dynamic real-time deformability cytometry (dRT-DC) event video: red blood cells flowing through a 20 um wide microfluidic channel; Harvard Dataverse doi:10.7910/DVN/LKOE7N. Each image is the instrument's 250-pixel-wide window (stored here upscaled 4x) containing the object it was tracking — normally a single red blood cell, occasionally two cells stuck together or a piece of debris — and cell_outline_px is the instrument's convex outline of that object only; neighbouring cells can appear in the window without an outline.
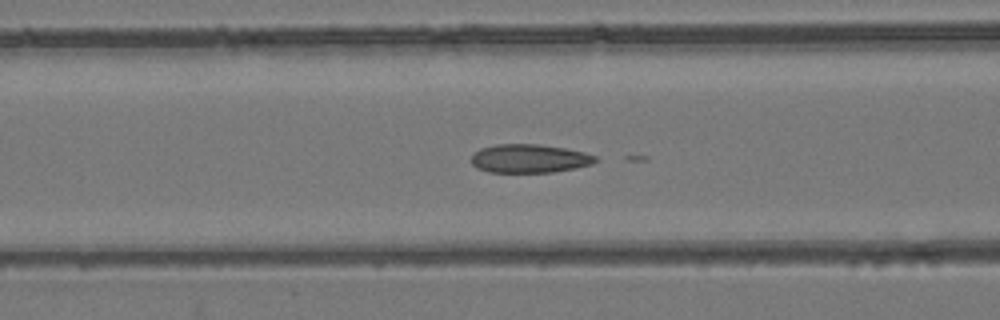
{"species": "common noctule bat (a hibernating species)", "species_latin": "Nyctalus noctula", "temperature_condition": "room temperature", "stored_images_in_passage": 57, "camera_frame_rate_fps": 3000, "um_per_image_px": 0.085, "animal": {"sex": "female", "body_mass_g": 24.6, "forearm_length_mm": 56.2}, "frame": {"image": 1, "passage_image": 25, "time_ms": 8.0, "image_size_px": [1000, 320], "cell_outline_px": [[600, 160], [592, 164], [576, 168], [552, 172], [488, 172], [476, 168], [472, 164], [472, 152], [480, 148], [496, 144], [536, 144], [564, 148], [584, 152], [596, 156]], "centroid_in_image_um": [44.99, 13.47], "position_along_channel_um": 121.6, "area_um2": 20.81}}
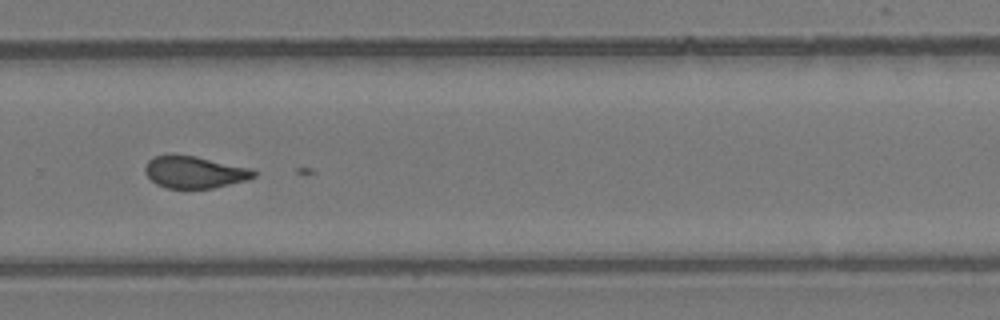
{"frame": {"image": 2, "passage_image": 40, "time_ms": 13.0, "image_size_px": [1000, 320], "cell_outline_px": [[256, 176], [248, 180], [212, 188], [168, 188], [156, 184], [144, 172], [144, 168], [148, 160], [152, 156], [168, 152], [172, 152], [196, 156], [248, 168], [256, 172]], "centroid_in_image_um": [16.46, 14.6], "position_along_channel_um": 313.3, "area_um2": 20.58}}
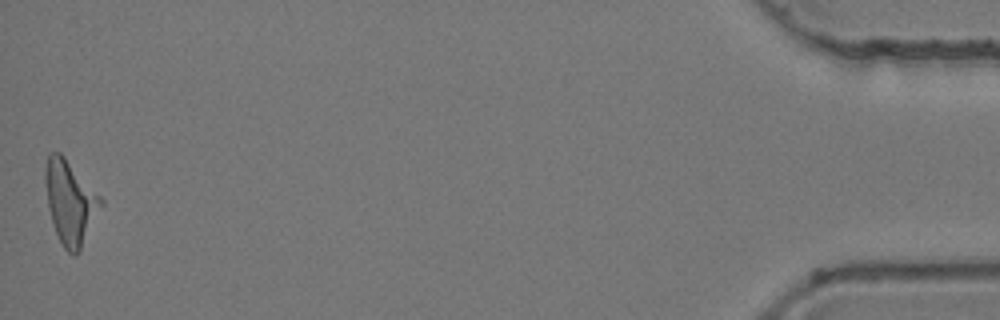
{"frame": {"image": 3, "passage_image": 57, "time_ms": 18.667, "image_size_px": [1000, 320], "cell_outline_px": [[104, 204], [80, 252], [76, 256], [72, 256], [64, 248], [56, 232], [48, 208], [44, 180], [44, 168], [48, 156], [52, 152], [60, 152], [64, 156], [104, 200]], "centroid_in_image_um": [5.98, 17.22], "position_along_channel_um": 429.2, "area_um2": 27.22}, "authors_computed_cell_mechanics": {"area_um2": 23.4668, "velocity_mm_per_s": 3.8594, "shape_relaxation_time_tau1_ms": 4.7567, "shape_relaxation_time_tau2_ms": null, "deformation_change_tau1": 0.213, "deformation_change_tau2": null}}